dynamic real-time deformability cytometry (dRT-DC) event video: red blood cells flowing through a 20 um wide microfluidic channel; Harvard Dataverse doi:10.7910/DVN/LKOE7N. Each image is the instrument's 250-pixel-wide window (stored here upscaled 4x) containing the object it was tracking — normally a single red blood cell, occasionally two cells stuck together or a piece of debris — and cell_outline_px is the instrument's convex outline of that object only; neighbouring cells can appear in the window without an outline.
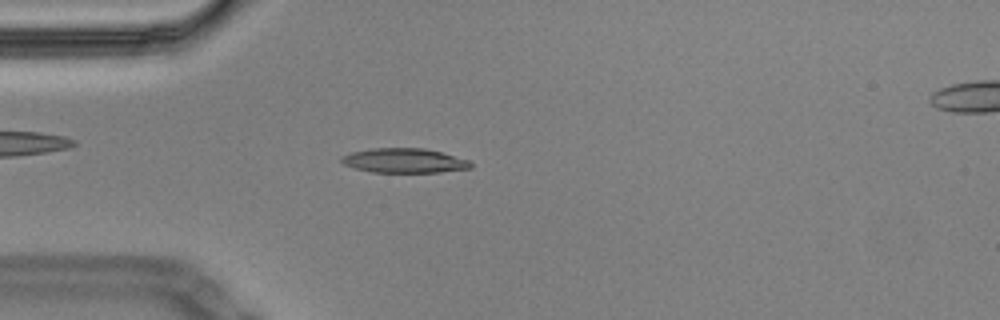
{"species": "Egyptian fruit bat (a non-hibernating species)", "species_latin": "Rousettus aegyptiacus", "temperature_condition": "cold", "stored_images_in_passage": 48, "camera_frame_rate_fps": 3000, "um_per_image_px": 0.085, "animal": {"sex": "male"}, "frame": {"image": 1, "passage_image": 15, "time_ms": 4.667, "image_size_px": [1000, 320], "cell_outline_px": [[472, 168], [440, 172], [372, 172], [356, 168], [344, 164], [340, 160], [340, 156], [352, 152], [372, 148], [424, 148], [440, 152], [468, 160], [472, 164]], "centroid_in_image_um": [34.34, 13.65], "position_along_channel_um": 50.7, "area_um2": 18.32}}
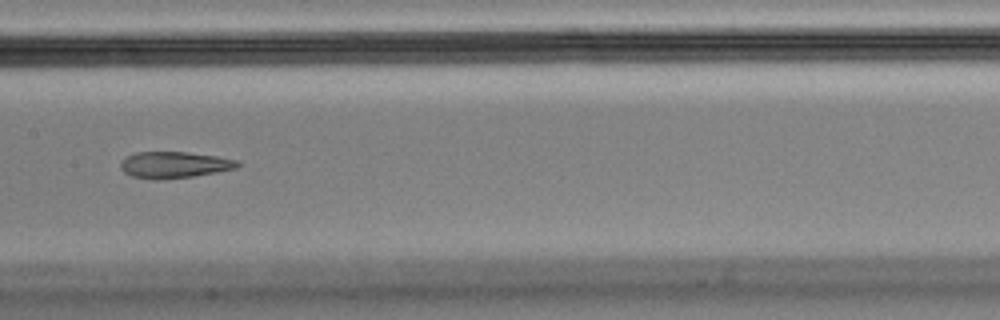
{"frame": {"image": 2, "passage_image": 28, "time_ms": 9.0, "image_size_px": [1000, 320], "cell_outline_px": [[240, 164], [236, 168], [216, 172], [192, 176], [156, 180], [132, 176], [124, 172], [120, 168], [120, 164], [128, 156], [136, 152], [184, 152], [216, 156], [240, 160]], "centroid_in_image_um": [14.82, 14.01], "position_along_channel_um": 192.6, "area_um2": 17.8}}
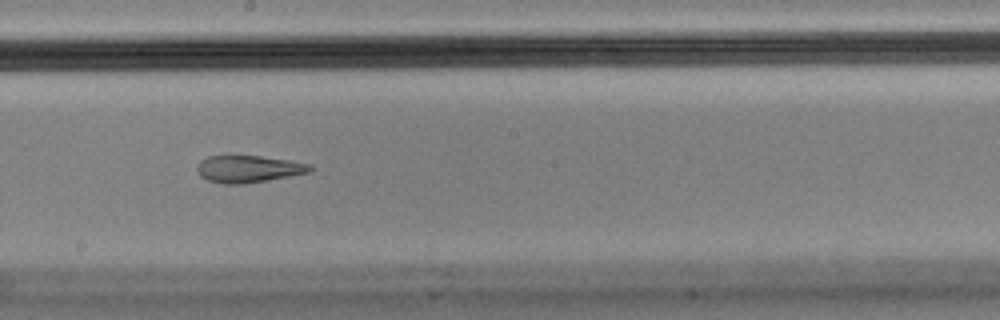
{"frame": {"image": 3, "passage_image": 31, "time_ms": 10.0, "image_size_px": [1000, 320], "cell_outline_px": [[316, 168], [312, 172], [268, 180], [244, 184], [224, 184], [208, 180], [200, 176], [196, 172], [196, 168], [200, 160], [208, 156], [260, 156], [292, 160], [312, 164]], "centroid_in_image_um": [21.17, 14.36], "position_along_channel_um": 227.0, "area_um2": 18.15}, "authors_computed_cell_mechanics": {"area_um2": 18.1203, "velocity_mm_per_s": 3.4696, "shape_relaxation_time_tau1_ms": null, "shape_relaxation_time_tau2_ms": 3.4538, "deformation_change_tau1": null, "deformation_change_tau2": 0.1181}}